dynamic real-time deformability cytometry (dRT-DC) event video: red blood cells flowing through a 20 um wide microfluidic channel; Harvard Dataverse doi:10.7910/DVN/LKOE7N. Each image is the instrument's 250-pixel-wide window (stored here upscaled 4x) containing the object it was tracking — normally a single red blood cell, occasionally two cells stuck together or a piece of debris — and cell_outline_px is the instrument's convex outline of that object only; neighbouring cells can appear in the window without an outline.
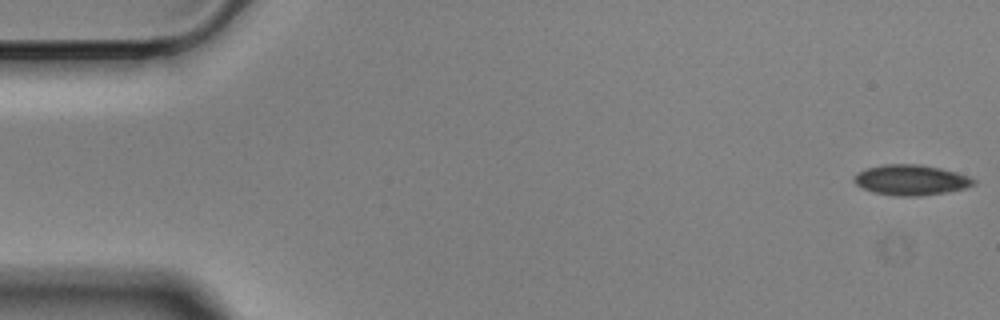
{"species": "Egyptian fruit bat (a non-hibernating species)", "species_latin": "Rousettus aegyptiacus", "temperature_condition": "cold", "stored_images_in_passage": 57, "camera_frame_rate_fps": 3000, "um_per_image_px": 0.085, "animal": {"sex": "male"}, "frame": {"image": 1, "passage_image": 1, "time_ms": 0.0, "image_size_px": [1000, 320], "cell_outline_px": [[976, 184], [964, 188], [948, 192], [920, 196], [896, 196], [872, 192], [856, 184], [852, 180], [852, 176], [856, 172], [868, 168], [884, 164], [920, 164], [940, 168], [956, 172], [968, 176], [976, 180]], "centroid_in_image_um": [77.41, 15.3], "position_along_channel_um": 7.6, "area_um2": 21.33}}
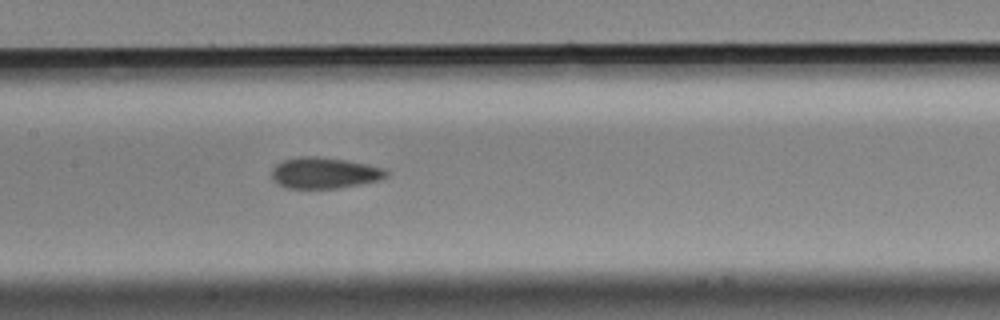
{"frame": {"image": 2, "passage_image": 27, "time_ms": 8.667, "image_size_px": [1000, 320], "cell_outline_px": [[388, 176], [380, 180], [360, 184], [336, 188], [288, 188], [280, 184], [272, 176], [272, 168], [276, 164], [284, 160], [300, 156], [316, 156], [344, 160], [368, 164], [384, 168], [388, 172]], "centroid_in_image_um": [27.61, 14.69], "position_along_channel_um": 179.8, "area_um2": 20.58}}
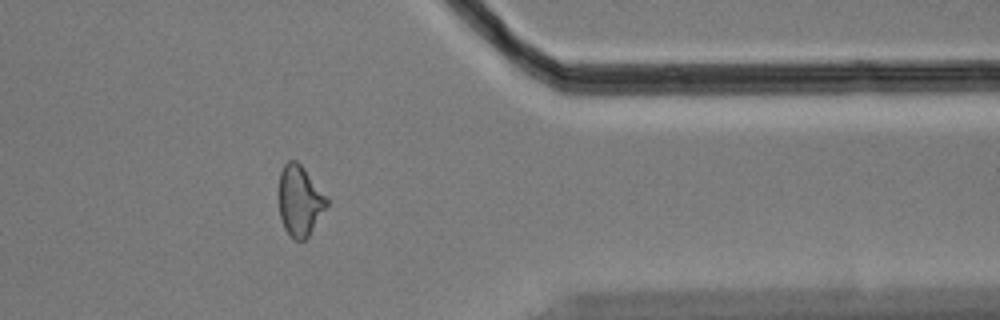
{"frame": {"image": 3, "passage_image": 46, "time_ms": 15.0, "image_size_px": [1000, 320], "cell_outline_px": [[328, 204], [308, 236], [304, 240], [296, 240], [284, 228], [280, 216], [280, 172], [284, 164], [288, 160], [296, 160], [304, 168], [328, 196]], "centroid_in_image_um": [25.5, 17.03], "position_along_channel_um": 385.9, "area_um2": 19.42}, "authors_computed_cell_mechanics": {"area_um2": 20.6346, "velocity_mm_per_s": 3.5004, "shape_relaxation_time_tau1_ms": 10.4526, "shape_relaxation_time_tau2_ms": 3.9188, "deformation_change_tau1": 0.1472, "deformation_change_tau2": 0.1031}}